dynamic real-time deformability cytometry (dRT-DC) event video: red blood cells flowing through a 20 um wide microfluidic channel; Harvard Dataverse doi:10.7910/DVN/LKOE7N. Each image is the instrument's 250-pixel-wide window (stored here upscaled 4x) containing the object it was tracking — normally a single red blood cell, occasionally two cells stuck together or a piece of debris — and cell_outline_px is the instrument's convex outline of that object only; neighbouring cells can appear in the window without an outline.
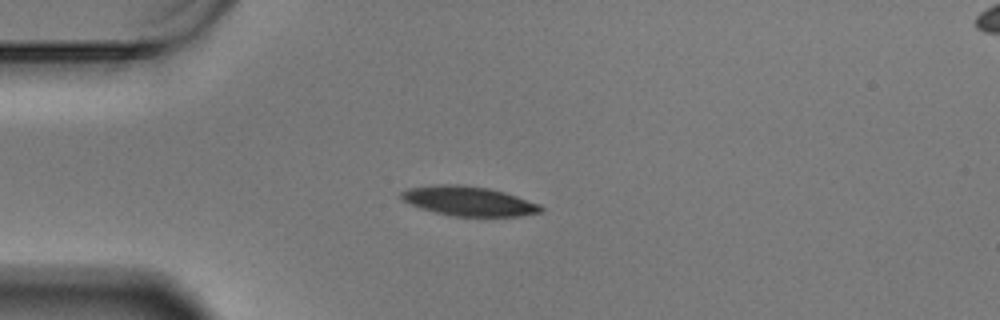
{"species": "Egyptian fruit bat (a non-hibernating species)", "species_latin": "Rousettus aegyptiacus", "temperature_condition": "warm", "stored_images_in_passage": 45, "camera_frame_rate_fps": 3000, "um_per_image_px": 0.085, "animal": {"sex": "male"}, "frame": {"image": 1, "passage_image": 1, "time_ms": 0.0, "image_size_px": [1000, 320], "cell_outline_px": [[544, 208], [540, 212], [520, 216], [452, 216], [420, 208], [404, 200], [400, 196], [400, 192], [408, 188], [440, 184], [464, 184], [488, 188], [504, 192], [540, 204]], "centroid_in_image_um": [39.84, 17.08], "position_along_channel_um": 45.2, "area_um2": 23.87}}
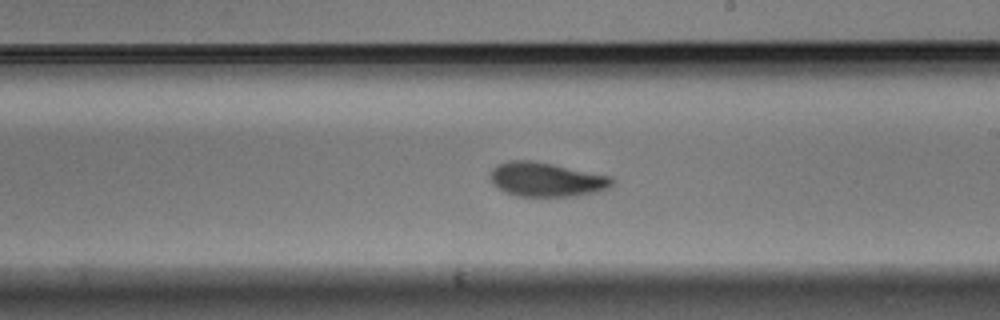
{"frame": {"image": 2, "passage_image": 20, "time_ms": 6.333, "image_size_px": [1000, 320], "cell_outline_px": [[612, 184], [608, 188], [596, 192], [576, 196], [516, 196], [504, 192], [492, 184], [488, 176], [492, 168], [496, 164], [508, 160], [532, 160], [612, 176]], "centroid_in_image_um": [46.37, 15.25], "position_along_channel_um": 242.6, "area_um2": 24.51}}
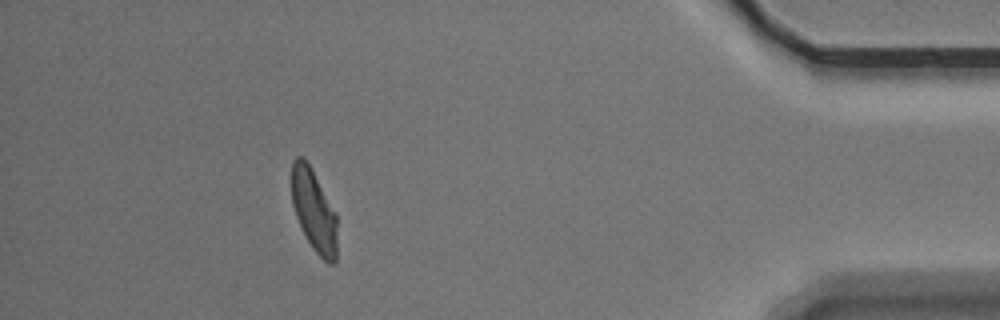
{"frame": {"image": 3, "passage_image": 39, "time_ms": 12.667, "image_size_px": [1000, 320], "cell_outline_px": [[336, 260], [332, 264], [328, 264], [312, 248], [296, 216], [292, 204], [292, 160], [296, 156], [304, 156], [336, 212]], "centroid_in_image_um": [26.68, 17.87], "position_along_channel_um": 408.5, "area_um2": 21.56}, "authors_computed_cell_mechanics": {"area_um2": 23.9292, "velocity_mm_per_s": 3.422, "shape_relaxation_time_tau1_ms": 3.2886, "shape_relaxation_time_tau2_ms": 2.5184, "deformation_change_tau1": 0.1335, "deformation_change_tau2": 0.0808}}